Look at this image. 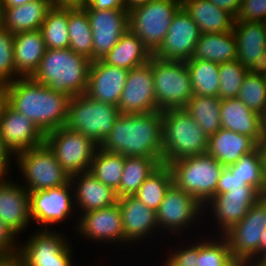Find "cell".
<instances>
[{"label": "cell", "instance_id": "obj_18", "mask_svg": "<svg viewBox=\"0 0 266 266\" xmlns=\"http://www.w3.org/2000/svg\"><path fill=\"white\" fill-rule=\"evenodd\" d=\"M200 35L198 25L181 7L173 17L163 43L153 56L161 60L188 61L193 56Z\"/></svg>", "mask_w": 266, "mask_h": 266}, {"label": "cell", "instance_id": "obj_14", "mask_svg": "<svg viewBox=\"0 0 266 266\" xmlns=\"http://www.w3.org/2000/svg\"><path fill=\"white\" fill-rule=\"evenodd\" d=\"M29 194L31 220L35 225L40 224L38 229H49L50 226L52 227L50 230L54 229L55 224L57 226L73 216L71 212H74L75 204L71 181L63 186L33 191Z\"/></svg>", "mask_w": 266, "mask_h": 266}, {"label": "cell", "instance_id": "obj_4", "mask_svg": "<svg viewBox=\"0 0 266 266\" xmlns=\"http://www.w3.org/2000/svg\"><path fill=\"white\" fill-rule=\"evenodd\" d=\"M162 114V164L205 154L209 137L184 109H169Z\"/></svg>", "mask_w": 266, "mask_h": 266}, {"label": "cell", "instance_id": "obj_45", "mask_svg": "<svg viewBox=\"0 0 266 266\" xmlns=\"http://www.w3.org/2000/svg\"><path fill=\"white\" fill-rule=\"evenodd\" d=\"M191 240L192 242L187 243L185 245V240L184 244L181 245V247H174L172 248L173 250L169 251L170 254L166 255V260L164 264L162 263V266H197V257H198V237L197 240L194 241ZM185 246V247H182Z\"/></svg>", "mask_w": 266, "mask_h": 266}, {"label": "cell", "instance_id": "obj_1", "mask_svg": "<svg viewBox=\"0 0 266 266\" xmlns=\"http://www.w3.org/2000/svg\"><path fill=\"white\" fill-rule=\"evenodd\" d=\"M70 97L37 83L31 77L7 84V103L30 119L45 135L65 126Z\"/></svg>", "mask_w": 266, "mask_h": 266}, {"label": "cell", "instance_id": "obj_35", "mask_svg": "<svg viewBox=\"0 0 266 266\" xmlns=\"http://www.w3.org/2000/svg\"><path fill=\"white\" fill-rule=\"evenodd\" d=\"M69 7L51 6L45 16L40 31L46 49H67L70 46Z\"/></svg>", "mask_w": 266, "mask_h": 266}, {"label": "cell", "instance_id": "obj_15", "mask_svg": "<svg viewBox=\"0 0 266 266\" xmlns=\"http://www.w3.org/2000/svg\"><path fill=\"white\" fill-rule=\"evenodd\" d=\"M261 197L262 195L250 185H245L242 189H230V192L215 195L210 199L204 205L203 213L212 214L208 215L214 217L212 221H216V235H224L248 214L251 206Z\"/></svg>", "mask_w": 266, "mask_h": 266}, {"label": "cell", "instance_id": "obj_50", "mask_svg": "<svg viewBox=\"0 0 266 266\" xmlns=\"http://www.w3.org/2000/svg\"><path fill=\"white\" fill-rule=\"evenodd\" d=\"M15 161L14 155L7 149L4 142L0 138V168L8 175H11L10 166L12 167V162Z\"/></svg>", "mask_w": 266, "mask_h": 266}, {"label": "cell", "instance_id": "obj_22", "mask_svg": "<svg viewBox=\"0 0 266 266\" xmlns=\"http://www.w3.org/2000/svg\"><path fill=\"white\" fill-rule=\"evenodd\" d=\"M118 204L122 214L124 237L131 246L136 245V242L138 246L140 241L159 233L156 211L147 207L137 197L123 196L118 198Z\"/></svg>", "mask_w": 266, "mask_h": 266}, {"label": "cell", "instance_id": "obj_21", "mask_svg": "<svg viewBox=\"0 0 266 266\" xmlns=\"http://www.w3.org/2000/svg\"><path fill=\"white\" fill-rule=\"evenodd\" d=\"M0 219L19 237L32 223L30 194L21 182L6 176L0 180Z\"/></svg>", "mask_w": 266, "mask_h": 266}, {"label": "cell", "instance_id": "obj_9", "mask_svg": "<svg viewBox=\"0 0 266 266\" xmlns=\"http://www.w3.org/2000/svg\"><path fill=\"white\" fill-rule=\"evenodd\" d=\"M14 163L23 177L21 185L28 192L63 186L70 181V176L45 142L17 154Z\"/></svg>", "mask_w": 266, "mask_h": 266}, {"label": "cell", "instance_id": "obj_49", "mask_svg": "<svg viewBox=\"0 0 266 266\" xmlns=\"http://www.w3.org/2000/svg\"><path fill=\"white\" fill-rule=\"evenodd\" d=\"M83 9H115L125 8V0H87Z\"/></svg>", "mask_w": 266, "mask_h": 266}, {"label": "cell", "instance_id": "obj_33", "mask_svg": "<svg viewBox=\"0 0 266 266\" xmlns=\"http://www.w3.org/2000/svg\"><path fill=\"white\" fill-rule=\"evenodd\" d=\"M162 161L150 157H125L124 169L116 190L118 198L134 195L143 182L154 173Z\"/></svg>", "mask_w": 266, "mask_h": 266}, {"label": "cell", "instance_id": "obj_58", "mask_svg": "<svg viewBox=\"0 0 266 266\" xmlns=\"http://www.w3.org/2000/svg\"><path fill=\"white\" fill-rule=\"evenodd\" d=\"M32 0H0L1 7H15L26 4Z\"/></svg>", "mask_w": 266, "mask_h": 266}, {"label": "cell", "instance_id": "obj_52", "mask_svg": "<svg viewBox=\"0 0 266 266\" xmlns=\"http://www.w3.org/2000/svg\"><path fill=\"white\" fill-rule=\"evenodd\" d=\"M246 69L250 74L266 77V52L263 53V56L258 61L251 62Z\"/></svg>", "mask_w": 266, "mask_h": 266}, {"label": "cell", "instance_id": "obj_53", "mask_svg": "<svg viewBox=\"0 0 266 266\" xmlns=\"http://www.w3.org/2000/svg\"><path fill=\"white\" fill-rule=\"evenodd\" d=\"M257 149L261 158L262 172L266 181V134L263 133L262 138L257 142Z\"/></svg>", "mask_w": 266, "mask_h": 266}, {"label": "cell", "instance_id": "obj_41", "mask_svg": "<svg viewBox=\"0 0 266 266\" xmlns=\"http://www.w3.org/2000/svg\"><path fill=\"white\" fill-rule=\"evenodd\" d=\"M246 185L254 187L262 196L266 192V181L262 172L261 158L258 149L245 154L235 164L227 167Z\"/></svg>", "mask_w": 266, "mask_h": 266}, {"label": "cell", "instance_id": "obj_19", "mask_svg": "<svg viewBox=\"0 0 266 266\" xmlns=\"http://www.w3.org/2000/svg\"><path fill=\"white\" fill-rule=\"evenodd\" d=\"M118 109L130 115L158 111L150 62L128 71Z\"/></svg>", "mask_w": 266, "mask_h": 266}, {"label": "cell", "instance_id": "obj_7", "mask_svg": "<svg viewBox=\"0 0 266 266\" xmlns=\"http://www.w3.org/2000/svg\"><path fill=\"white\" fill-rule=\"evenodd\" d=\"M181 0H154L128 11V29L153 55L163 43Z\"/></svg>", "mask_w": 266, "mask_h": 266}, {"label": "cell", "instance_id": "obj_37", "mask_svg": "<svg viewBox=\"0 0 266 266\" xmlns=\"http://www.w3.org/2000/svg\"><path fill=\"white\" fill-rule=\"evenodd\" d=\"M185 62L188 67L193 94L219 96V64L200 59H189Z\"/></svg>", "mask_w": 266, "mask_h": 266}, {"label": "cell", "instance_id": "obj_24", "mask_svg": "<svg viewBox=\"0 0 266 266\" xmlns=\"http://www.w3.org/2000/svg\"><path fill=\"white\" fill-rule=\"evenodd\" d=\"M70 181L78 215L118 203L116 191L99 181L90 171L72 175Z\"/></svg>", "mask_w": 266, "mask_h": 266}, {"label": "cell", "instance_id": "obj_34", "mask_svg": "<svg viewBox=\"0 0 266 266\" xmlns=\"http://www.w3.org/2000/svg\"><path fill=\"white\" fill-rule=\"evenodd\" d=\"M222 100L219 96L193 95L184 108L208 137L221 128Z\"/></svg>", "mask_w": 266, "mask_h": 266}, {"label": "cell", "instance_id": "obj_38", "mask_svg": "<svg viewBox=\"0 0 266 266\" xmlns=\"http://www.w3.org/2000/svg\"><path fill=\"white\" fill-rule=\"evenodd\" d=\"M172 184V171L168 165L162 164L143 182L134 196L150 209L157 211Z\"/></svg>", "mask_w": 266, "mask_h": 266}, {"label": "cell", "instance_id": "obj_25", "mask_svg": "<svg viewBox=\"0 0 266 266\" xmlns=\"http://www.w3.org/2000/svg\"><path fill=\"white\" fill-rule=\"evenodd\" d=\"M221 128L252 137L258 142L264 133V117L249 109L240 99H223L220 110Z\"/></svg>", "mask_w": 266, "mask_h": 266}, {"label": "cell", "instance_id": "obj_55", "mask_svg": "<svg viewBox=\"0 0 266 266\" xmlns=\"http://www.w3.org/2000/svg\"><path fill=\"white\" fill-rule=\"evenodd\" d=\"M0 266H24L21 257L16 254L12 256H4L0 260Z\"/></svg>", "mask_w": 266, "mask_h": 266}, {"label": "cell", "instance_id": "obj_61", "mask_svg": "<svg viewBox=\"0 0 266 266\" xmlns=\"http://www.w3.org/2000/svg\"><path fill=\"white\" fill-rule=\"evenodd\" d=\"M254 266H266V256L261 259L258 263H256Z\"/></svg>", "mask_w": 266, "mask_h": 266}, {"label": "cell", "instance_id": "obj_29", "mask_svg": "<svg viewBox=\"0 0 266 266\" xmlns=\"http://www.w3.org/2000/svg\"><path fill=\"white\" fill-rule=\"evenodd\" d=\"M50 7L48 0H32L15 7H2V28L13 34L39 30Z\"/></svg>", "mask_w": 266, "mask_h": 266}, {"label": "cell", "instance_id": "obj_57", "mask_svg": "<svg viewBox=\"0 0 266 266\" xmlns=\"http://www.w3.org/2000/svg\"><path fill=\"white\" fill-rule=\"evenodd\" d=\"M6 103H7V85L5 83L0 82V114Z\"/></svg>", "mask_w": 266, "mask_h": 266}, {"label": "cell", "instance_id": "obj_63", "mask_svg": "<svg viewBox=\"0 0 266 266\" xmlns=\"http://www.w3.org/2000/svg\"><path fill=\"white\" fill-rule=\"evenodd\" d=\"M2 7L0 5V28L2 27Z\"/></svg>", "mask_w": 266, "mask_h": 266}, {"label": "cell", "instance_id": "obj_65", "mask_svg": "<svg viewBox=\"0 0 266 266\" xmlns=\"http://www.w3.org/2000/svg\"><path fill=\"white\" fill-rule=\"evenodd\" d=\"M5 255L0 251V260L4 257Z\"/></svg>", "mask_w": 266, "mask_h": 266}, {"label": "cell", "instance_id": "obj_62", "mask_svg": "<svg viewBox=\"0 0 266 266\" xmlns=\"http://www.w3.org/2000/svg\"><path fill=\"white\" fill-rule=\"evenodd\" d=\"M6 176L8 175L0 168V180L4 179Z\"/></svg>", "mask_w": 266, "mask_h": 266}, {"label": "cell", "instance_id": "obj_47", "mask_svg": "<svg viewBox=\"0 0 266 266\" xmlns=\"http://www.w3.org/2000/svg\"><path fill=\"white\" fill-rule=\"evenodd\" d=\"M18 238L19 237L0 219V251L5 256L18 254V242L21 240Z\"/></svg>", "mask_w": 266, "mask_h": 266}, {"label": "cell", "instance_id": "obj_5", "mask_svg": "<svg viewBox=\"0 0 266 266\" xmlns=\"http://www.w3.org/2000/svg\"><path fill=\"white\" fill-rule=\"evenodd\" d=\"M173 183L194 196L203 206L215 196L224 166L207 153L168 164Z\"/></svg>", "mask_w": 266, "mask_h": 266}, {"label": "cell", "instance_id": "obj_28", "mask_svg": "<svg viewBox=\"0 0 266 266\" xmlns=\"http://www.w3.org/2000/svg\"><path fill=\"white\" fill-rule=\"evenodd\" d=\"M233 33L237 41L236 60L245 68L258 61L266 52V23L234 21Z\"/></svg>", "mask_w": 266, "mask_h": 266}, {"label": "cell", "instance_id": "obj_10", "mask_svg": "<svg viewBox=\"0 0 266 266\" xmlns=\"http://www.w3.org/2000/svg\"><path fill=\"white\" fill-rule=\"evenodd\" d=\"M28 237L27 241L19 245L18 251L24 266L74 265V247L68 241L71 238L66 237L59 229H36Z\"/></svg>", "mask_w": 266, "mask_h": 266}, {"label": "cell", "instance_id": "obj_40", "mask_svg": "<svg viewBox=\"0 0 266 266\" xmlns=\"http://www.w3.org/2000/svg\"><path fill=\"white\" fill-rule=\"evenodd\" d=\"M211 236L198 240L197 266H229L235 259L227 238L224 235Z\"/></svg>", "mask_w": 266, "mask_h": 266}, {"label": "cell", "instance_id": "obj_12", "mask_svg": "<svg viewBox=\"0 0 266 266\" xmlns=\"http://www.w3.org/2000/svg\"><path fill=\"white\" fill-rule=\"evenodd\" d=\"M44 142L69 176L89 171L99 147L91 138L66 126L45 134Z\"/></svg>", "mask_w": 266, "mask_h": 266}, {"label": "cell", "instance_id": "obj_56", "mask_svg": "<svg viewBox=\"0 0 266 266\" xmlns=\"http://www.w3.org/2000/svg\"><path fill=\"white\" fill-rule=\"evenodd\" d=\"M151 1H154V0H125V9L127 11H130L134 7H138L140 5L148 4Z\"/></svg>", "mask_w": 266, "mask_h": 266}, {"label": "cell", "instance_id": "obj_11", "mask_svg": "<svg viewBox=\"0 0 266 266\" xmlns=\"http://www.w3.org/2000/svg\"><path fill=\"white\" fill-rule=\"evenodd\" d=\"M203 212L204 206L194 196L173 183L156 211L159 232H169V236L173 234L172 237L178 233L177 238L180 233V236L184 235V231L185 234L186 231L191 233L190 228L193 231L192 227L198 226L202 223L198 221L205 218Z\"/></svg>", "mask_w": 266, "mask_h": 266}, {"label": "cell", "instance_id": "obj_17", "mask_svg": "<svg viewBox=\"0 0 266 266\" xmlns=\"http://www.w3.org/2000/svg\"><path fill=\"white\" fill-rule=\"evenodd\" d=\"M84 10L92 31L93 60H99L110 52L128 30V11L125 8Z\"/></svg>", "mask_w": 266, "mask_h": 266}, {"label": "cell", "instance_id": "obj_46", "mask_svg": "<svg viewBox=\"0 0 266 266\" xmlns=\"http://www.w3.org/2000/svg\"><path fill=\"white\" fill-rule=\"evenodd\" d=\"M236 21L266 23V0H246L241 3Z\"/></svg>", "mask_w": 266, "mask_h": 266}, {"label": "cell", "instance_id": "obj_13", "mask_svg": "<svg viewBox=\"0 0 266 266\" xmlns=\"http://www.w3.org/2000/svg\"><path fill=\"white\" fill-rule=\"evenodd\" d=\"M265 229L266 197L262 196L251 206L248 214L224 234L233 258L247 266L258 263L260 239Z\"/></svg>", "mask_w": 266, "mask_h": 266}, {"label": "cell", "instance_id": "obj_27", "mask_svg": "<svg viewBox=\"0 0 266 266\" xmlns=\"http://www.w3.org/2000/svg\"><path fill=\"white\" fill-rule=\"evenodd\" d=\"M13 50L17 74L21 78L32 77L39 68L46 51L40 29L14 34Z\"/></svg>", "mask_w": 266, "mask_h": 266}, {"label": "cell", "instance_id": "obj_2", "mask_svg": "<svg viewBox=\"0 0 266 266\" xmlns=\"http://www.w3.org/2000/svg\"><path fill=\"white\" fill-rule=\"evenodd\" d=\"M162 143V114L156 111L120 114L99 147L124 157H150L162 161Z\"/></svg>", "mask_w": 266, "mask_h": 266}, {"label": "cell", "instance_id": "obj_8", "mask_svg": "<svg viewBox=\"0 0 266 266\" xmlns=\"http://www.w3.org/2000/svg\"><path fill=\"white\" fill-rule=\"evenodd\" d=\"M152 75L158 111L184 109L194 95L185 61L161 60L152 56Z\"/></svg>", "mask_w": 266, "mask_h": 266}, {"label": "cell", "instance_id": "obj_60", "mask_svg": "<svg viewBox=\"0 0 266 266\" xmlns=\"http://www.w3.org/2000/svg\"><path fill=\"white\" fill-rule=\"evenodd\" d=\"M229 266H247V265L242 261L234 260Z\"/></svg>", "mask_w": 266, "mask_h": 266}, {"label": "cell", "instance_id": "obj_6", "mask_svg": "<svg viewBox=\"0 0 266 266\" xmlns=\"http://www.w3.org/2000/svg\"><path fill=\"white\" fill-rule=\"evenodd\" d=\"M119 116L118 106L95 100L85 93L70 98L65 126L91 138L100 146Z\"/></svg>", "mask_w": 266, "mask_h": 266}, {"label": "cell", "instance_id": "obj_26", "mask_svg": "<svg viewBox=\"0 0 266 266\" xmlns=\"http://www.w3.org/2000/svg\"><path fill=\"white\" fill-rule=\"evenodd\" d=\"M256 148L257 142L252 137L220 128L209 137L206 153L214 157L224 167H228Z\"/></svg>", "mask_w": 266, "mask_h": 266}, {"label": "cell", "instance_id": "obj_3", "mask_svg": "<svg viewBox=\"0 0 266 266\" xmlns=\"http://www.w3.org/2000/svg\"><path fill=\"white\" fill-rule=\"evenodd\" d=\"M91 62L70 48L46 49L39 68L31 78L72 98L86 93Z\"/></svg>", "mask_w": 266, "mask_h": 266}, {"label": "cell", "instance_id": "obj_30", "mask_svg": "<svg viewBox=\"0 0 266 266\" xmlns=\"http://www.w3.org/2000/svg\"><path fill=\"white\" fill-rule=\"evenodd\" d=\"M182 7L198 25L201 34L233 30L235 18L210 0H181Z\"/></svg>", "mask_w": 266, "mask_h": 266}, {"label": "cell", "instance_id": "obj_64", "mask_svg": "<svg viewBox=\"0 0 266 266\" xmlns=\"http://www.w3.org/2000/svg\"><path fill=\"white\" fill-rule=\"evenodd\" d=\"M264 133L266 134V116L264 117Z\"/></svg>", "mask_w": 266, "mask_h": 266}, {"label": "cell", "instance_id": "obj_39", "mask_svg": "<svg viewBox=\"0 0 266 266\" xmlns=\"http://www.w3.org/2000/svg\"><path fill=\"white\" fill-rule=\"evenodd\" d=\"M125 157L122 154L104 151L98 147L90 167V172L103 184L115 191L124 169Z\"/></svg>", "mask_w": 266, "mask_h": 266}, {"label": "cell", "instance_id": "obj_36", "mask_svg": "<svg viewBox=\"0 0 266 266\" xmlns=\"http://www.w3.org/2000/svg\"><path fill=\"white\" fill-rule=\"evenodd\" d=\"M69 48L93 61V38L86 11L82 7H69Z\"/></svg>", "mask_w": 266, "mask_h": 266}, {"label": "cell", "instance_id": "obj_48", "mask_svg": "<svg viewBox=\"0 0 266 266\" xmlns=\"http://www.w3.org/2000/svg\"><path fill=\"white\" fill-rule=\"evenodd\" d=\"M246 184L236 175L224 167L220 175L215 195L230 192V189H242Z\"/></svg>", "mask_w": 266, "mask_h": 266}, {"label": "cell", "instance_id": "obj_44", "mask_svg": "<svg viewBox=\"0 0 266 266\" xmlns=\"http://www.w3.org/2000/svg\"><path fill=\"white\" fill-rule=\"evenodd\" d=\"M14 34L0 28V82L10 84L21 78L15 69L14 63Z\"/></svg>", "mask_w": 266, "mask_h": 266}, {"label": "cell", "instance_id": "obj_23", "mask_svg": "<svg viewBox=\"0 0 266 266\" xmlns=\"http://www.w3.org/2000/svg\"><path fill=\"white\" fill-rule=\"evenodd\" d=\"M128 70L106 64L101 59L90 65L86 94L98 101L118 106Z\"/></svg>", "mask_w": 266, "mask_h": 266}, {"label": "cell", "instance_id": "obj_32", "mask_svg": "<svg viewBox=\"0 0 266 266\" xmlns=\"http://www.w3.org/2000/svg\"><path fill=\"white\" fill-rule=\"evenodd\" d=\"M237 41L233 30L201 34L191 59L212 61L218 64L236 60Z\"/></svg>", "mask_w": 266, "mask_h": 266}, {"label": "cell", "instance_id": "obj_20", "mask_svg": "<svg viewBox=\"0 0 266 266\" xmlns=\"http://www.w3.org/2000/svg\"><path fill=\"white\" fill-rule=\"evenodd\" d=\"M0 138L14 157L44 143L45 135L8 103L0 114Z\"/></svg>", "mask_w": 266, "mask_h": 266}, {"label": "cell", "instance_id": "obj_54", "mask_svg": "<svg viewBox=\"0 0 266 266\" xmlns=\"http://www.w3.org/2000/svg\"><path fill=\"white\" fill-rule=\"evenodd\" d=\"M51 6L82 7L87 0H48Z\"/></svg>", "mask_w": 266, "mask_h": 266}, {"label": "cell", "instance_id": "obj_59", "mask_svg": "<svg viewBox=\"0 0 266 266\" xmlns=\"http://www.w3.org/2000/svg\"><path fill=\"white\" fill-rule=\"evenodd\" d=\"M266 256V229L263 231L259 246V261Z\"/></svg>", "mask_w": 266, "mask_h": 266}, {"label": "cell", "instance_id": "obj_31", "mask_svg": "<svg viewBox=\"0 0 266 266\" xmlns=\"http://www.w3.org/2000/svg\"><path fill=\"white\" fill-rule=\"evenodd\" d=\"M152 56L137 35L128 29L101 60L129 71L146 64Z\"/></svg>", "mask_w": 266, "mask_h": 266}, {"label": "cell", "instance_id": "obj_51", "mask_svg": "<svg viewBox=\"0 0 266 266\" xmlns=\"http://www.w3.org/2000/svg\"><path fill=\"white\" fill-rule=\"evenodd\" d=\"M216 7L229 12L234 18L238 15L241 7L240 0H210Z\"/></svg>", "mask_w": 266, "mask_h": 266}, {"label": "cell", "instance_id": "obj_43", "mask_svg": "<svg viewBox=\"0 0 266 266\" xmlns=\"http://www.w3.org/2000/svg\"><path fill=\"white\" fill-rule=\"evenodd\" d=\"M247 73L248 70L237 60L219 64V97H237Z\"/></svg>", "mask_w": 266, "mask_h": 266}, {"label": "cell", "instance_id": "obj_42", "mask_svg": "<svg viewBox=\"0 0 266 266\" xmlns=\"http://www.w3.org/2000/svg\"><path fill=\"white\" fill-rule=\"evenodd\" d=\"M240 99L249 109L266 116V78L260 75L250 74L245 76L238 92Z\"/></svg>", "mask_w": 266, "mask_h": 266}, {"label": "cell", "instance_id": "obj_16", "mask_svg": "<svg viewBox=\"0 0 266 266\" xmlns=\"http://www.w3.org/2000/svg\"><path fill=\"white\" fill-rule=\"evenodd\" d=\"M77 219L75 220L77 228L74 229L81 238L89 240V243L96 241L97 244L103 242L104 245L110 243L113 246L117 243V247L131 246L124 237L122 214L118 203L82 213Z\"/></svg>", "mask_w": 266, "mask_h": 266}]
</instances>
